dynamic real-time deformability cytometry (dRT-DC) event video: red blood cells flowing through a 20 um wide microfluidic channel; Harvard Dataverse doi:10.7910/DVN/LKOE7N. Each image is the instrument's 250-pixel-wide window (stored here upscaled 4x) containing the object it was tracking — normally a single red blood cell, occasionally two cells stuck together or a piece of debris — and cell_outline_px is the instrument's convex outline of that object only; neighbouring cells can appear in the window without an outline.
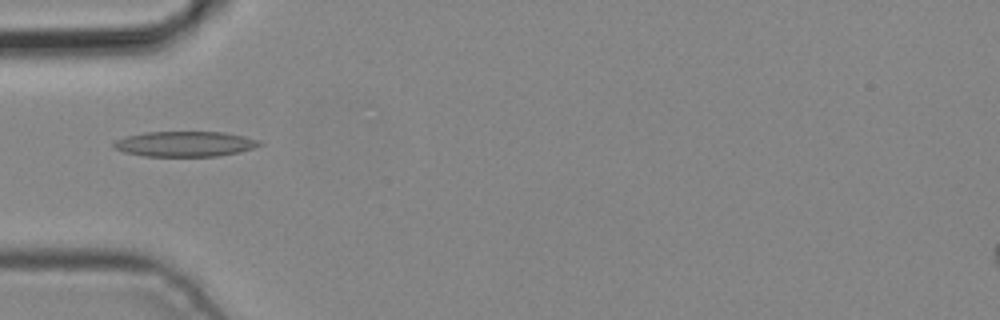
{"species": "common noctule bat (a hibernating species)", "species_latin": "Nyctalus noctula", "temperature_condition": "cold", "stored_images_in_passage": 4, "camera_frame_rate_fps": 3000, "um_per_image_px": 0.085, "animal": {"sex": "male", "body_mass_g": 19.2, "forearm_length_mm": 51.8}, "frame": {"image": 1, "passage_image": 3, "time_ms": 0.667, "image_size_px": [1000, 320], "cell_outline_px": [[264, 144], [252, 148], [236, 152], [216, 156], [144, 156], [124, 152], [112, 148], [112, 144], [116, 140], [128, 136], [148, 132], [224, 132], [244, 136], [260, 140]], "centroid_in_image_um": [15.71, 12.23], "position_along_channel_um": 69.3, "area_um2": 21.33}}
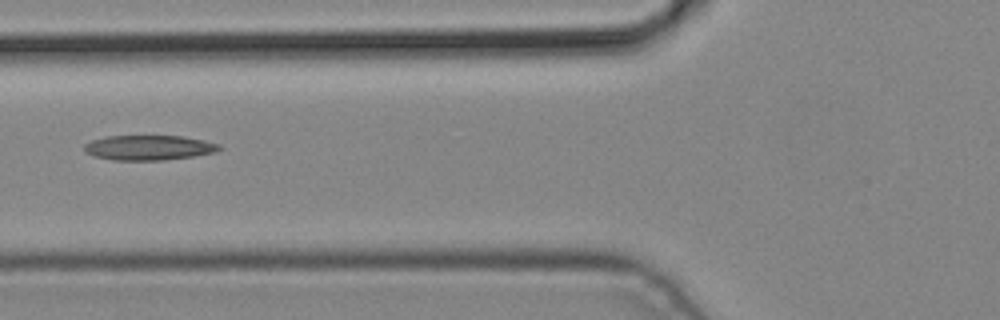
{"frame": {"image": 2, "passage_image": 4, "time_ms": 1.0, "image_size_px": [1000, 320], "cell_outline_px": [[224, 148], [216, 152], [192, 156], [164, 160], [112, 160], [92, 156], [84, 152], [84, 144], [92, 140], [104, 136], [184, 136], [204, 140], [220, 144]], "centroid_in_image_um": [12.64, 12.55], "position_along_channel_um": 113.2, "area_um2": 19.83}}